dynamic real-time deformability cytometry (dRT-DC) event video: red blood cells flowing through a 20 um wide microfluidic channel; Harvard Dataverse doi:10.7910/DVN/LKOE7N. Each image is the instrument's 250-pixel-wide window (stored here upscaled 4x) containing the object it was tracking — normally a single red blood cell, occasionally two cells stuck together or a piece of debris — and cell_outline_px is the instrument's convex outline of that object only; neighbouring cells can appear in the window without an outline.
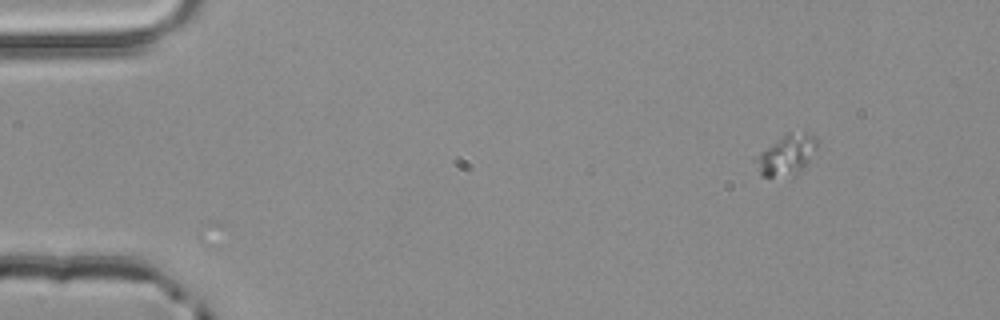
{"species": "common noctule bat (a hibernating species)", "species_latin": "Nyctalus noctula", "temperature_condition": "room temperature", "stored_images_in_passage": 3, "camera_frame_rate_fps": 3000, "um_per_image_px": 0.085, "animal": {"sex": "male", "body_mass_g": 20.4}, "frame": {"image": 1, "passage_image": 1, "time_ms": 0.0, "image_size_px": [1000, 320], "cell_outline_px": [[816, 148], [804, 164], [800, 168], [772, 176], [764, 176], [760, 172], [752, 160], [752, 156], [784, 132], [804, 128], [816, 136]], "centroid_in_image_um": [66.78, 12.98], "position_along_channel_um": 18.2, "area_um2": 14.39}}